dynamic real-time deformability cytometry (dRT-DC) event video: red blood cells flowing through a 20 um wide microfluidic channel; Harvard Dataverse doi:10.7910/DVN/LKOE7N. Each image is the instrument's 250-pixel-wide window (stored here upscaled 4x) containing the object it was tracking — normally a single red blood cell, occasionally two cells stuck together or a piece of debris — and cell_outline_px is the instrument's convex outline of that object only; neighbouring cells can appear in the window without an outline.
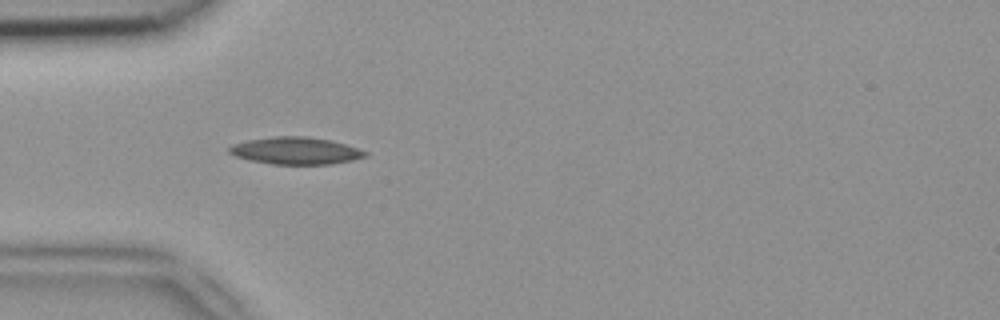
{"species": "common noctule bat (a hibernating species)", "species_latin": "Nyctalus noctula", "temperature_condition": "room temperature", "stored_images_in_passage": 36, "camera_frame_rate_fps": 3000, "um_per_image_px": 0.085, "animal": {"sex": "female", "body_mass_g": 18.4}, "frame": {"image": 1, "passage_image": 2, "time_ms": 0.333, "image_size_px": [1000, 320], "cell_outline_px": [[368, 156], [352, 160], [332, 164], [272, 164], [252, 160], [236, 156], [228, 152], [228, 148], [232, 144], [248, 140], [276, 136], [308, 136], [332, 140], [368, 152]], "centroid_in_image_um": [25.15, 12.81], "position_along_channel_um": 59.9, "area_um2": 21.44}}
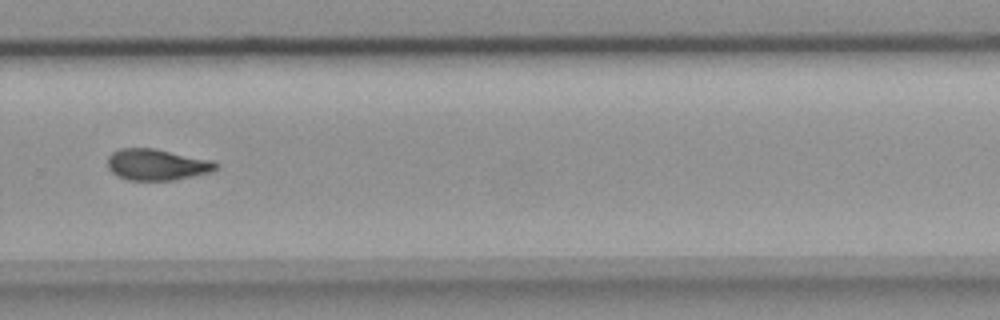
{"frame": {"image": 2, "passage_image": 21, "time_ms": 6.667, "image_size_px": [1000, 320], "cell_outline_px": [[220, 168], [212, 172], [172, 180], [128, 180], [112, 172], [108, 168], [108, 156], [112, 152], [120, 148], [152, 148], [212, 160], [220, 164]], "centroid_in_image_um": [13.37, 13.99], "position_along_channel_um": 316.4, "area_um2": 19.71}}
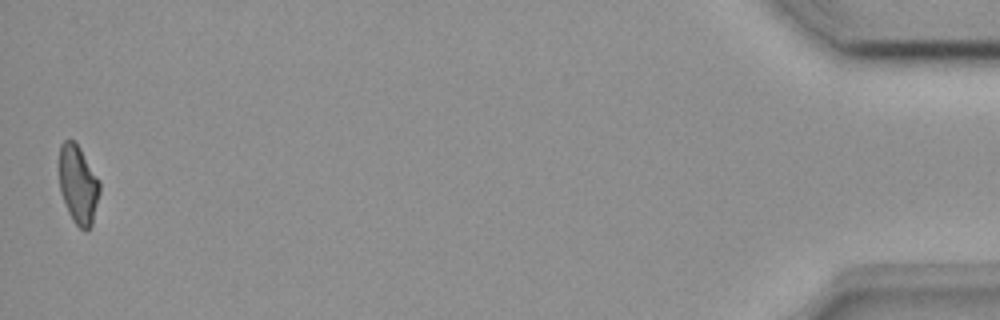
{"frame": {"image": 3, "passage_image": 36, "time_ms": 11.667, "image_size_px": [1000, 320], "cell_outline_px": [[100, 192], [92, 224], [84, 232], [72, 220], [68, 212], [60, 192], [60, 144], [64, 140], [72, 140], [80, 148], [100, 180]], "centroid_in_image_um": [6.66, 15.71], "position_along_channel_um": 428.5, "area_um2": 18.5}}